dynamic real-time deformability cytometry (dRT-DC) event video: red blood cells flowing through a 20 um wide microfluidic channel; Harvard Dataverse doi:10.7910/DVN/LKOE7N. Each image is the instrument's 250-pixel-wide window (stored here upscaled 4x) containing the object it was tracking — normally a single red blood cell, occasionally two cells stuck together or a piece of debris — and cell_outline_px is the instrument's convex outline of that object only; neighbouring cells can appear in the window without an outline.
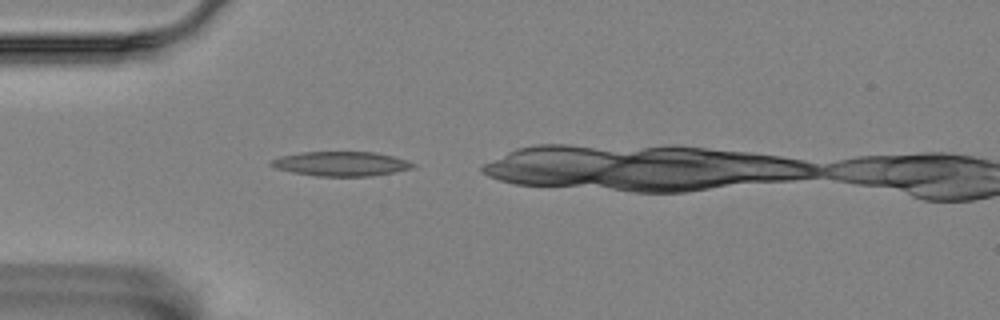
{"species": "Egyptian fruit bat (a non-hibernating species)", "species_latin": "Rousettus aegyptiacus", "temperature_condition": "room temperature", "stored_images_in_passage": 2, "camera_frame_rate_fps": 3000, "um_per_image_px": 0.085, "animal": {"sex": "female"}, "frame": {"image": 1, "passage_image": 1, "time_ms": 0.0, "image_size_px": [1000, 320], "cell_outline_px": [[416, 164], [412, 168], [372, 176], [316, 176], [292, 172], [276, 168], [268, 164], [272, 160], [280, 156], [300, 152], [376, 152], [392, 156]], "centroid_in_image_um": [28.94, 13.92], "position_along_channel_um": 56.1, "area_um2": 20.06}}